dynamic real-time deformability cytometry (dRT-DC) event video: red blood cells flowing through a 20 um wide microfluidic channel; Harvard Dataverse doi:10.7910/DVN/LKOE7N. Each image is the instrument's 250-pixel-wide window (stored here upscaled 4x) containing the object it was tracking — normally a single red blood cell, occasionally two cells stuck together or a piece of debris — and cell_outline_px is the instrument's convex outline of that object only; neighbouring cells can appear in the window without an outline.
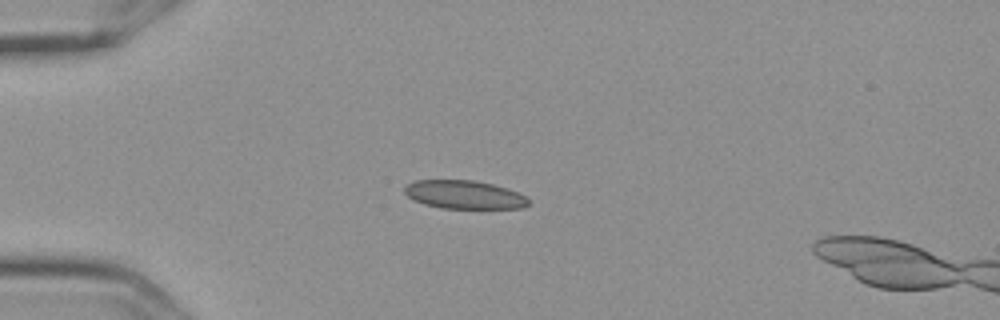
{"species": "Egyptian fruit bat (a non-hibernating species)", "species_latin": "Rousettus aegyptiacus", "temperature_condition": "cold", "stored_images_in_passage": 6, "camera_frame_rate_fps": 3000, "um_per_image_px": 0.085, "frame": {"image": 1, "passage_image": 4, "time_ms": 1.0, "image_size_px": [1000, 320], "cell_outline_px": [[528, 204], [524, 208], [440, 208], [424, 204], [408, 196], [404, 192], [404, 188], [412, 180], [476, 180], [508, 188], [524, 196], [528, 200]], "centroid_in_image_um": [39.44, 16.54], "position_along_channel_um": 45.6, "area_um2": 20.4}}
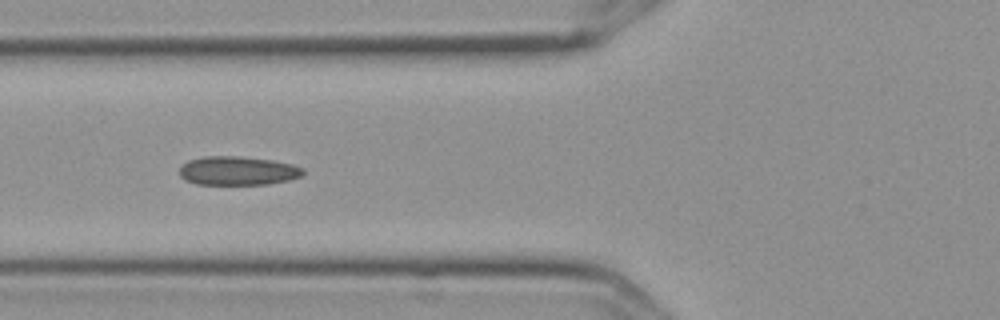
{"frame": {"image": 2, "passage_image": 6, "time_ms": 1.667, "image_size_px": [1000, 320], "cell_outline_px": [[304, 172], [300, 176], [288, 180], [268, 184], [196, 184], [184, 180], [180, 176], [180, 168], [188, 160], [204, 156], [240, 156], [272, 160], [292, 164], [304, 168]], "centroid_in_image_um": [20.2, 14.51], "position_along_channel_um": 105.6, "area_um2": 20.75}}